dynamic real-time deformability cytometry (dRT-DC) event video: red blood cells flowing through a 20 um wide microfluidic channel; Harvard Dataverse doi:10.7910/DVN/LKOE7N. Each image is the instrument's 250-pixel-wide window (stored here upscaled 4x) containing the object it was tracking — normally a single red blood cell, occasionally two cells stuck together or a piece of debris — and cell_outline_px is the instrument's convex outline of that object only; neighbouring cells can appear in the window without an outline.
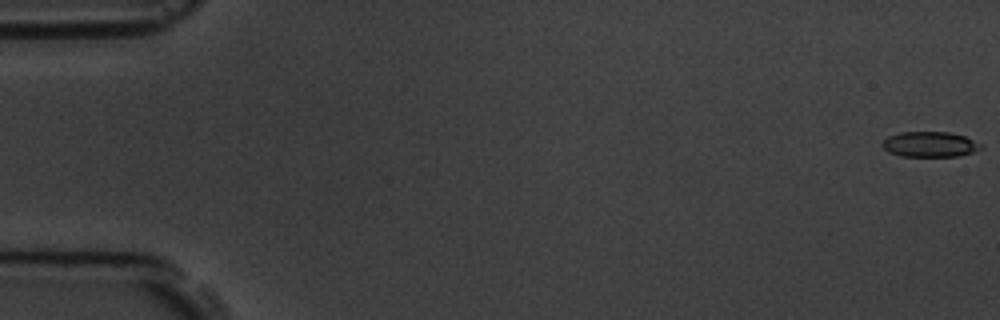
{"species": "common noctule bat (a hibernating species)", "species_latin": "Nyctalus noctula", "temperature_condition": "room temperature", "stored_images_in_passage": 7, "camera_frame_rate_fps": 3000, "um_per_image_px": 0.085, "animal": {"sex": "male", "body_mass_g": 19.5, "forearm_length_mm": 54.6}, "frame": {"image": 1, "passage_image": 1, "time_ms": 0.0, "image_size_px": [1000, 320], "cell_outline_px": [[984, 148], [960, 156], [900, 156], [888, 152], [880, 144], [888, 136], [900, 132], [948, 132], [964, 136], [980, 144]], "centroid_in_image_um": [79.01, 12.27], "position_along_channel_um": 6.0, "area_um2": 14.51}}
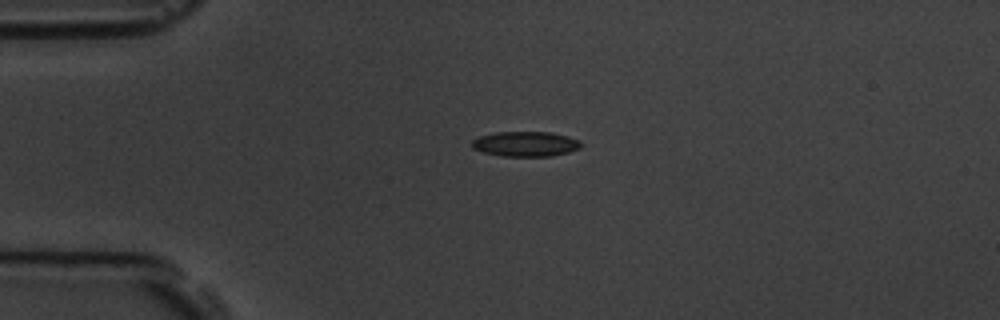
{"frame": {"image": 2, "passage_image": 5, "time_ms": 4.333, "image_size_px": [1000, 320], "cell_outline_px": [[584, 144], [580, 148], [568, 152], [552, 156], [500, 156], [484, 152], [472, 148], [472, 140], [480, 136], [496, 132], [552, 132], [568, 136], [580, 140]], "centroid_in_image_um": [44.71, 12.23], "position_along_channel_um": 40.3, "area_um2": 16.01}}
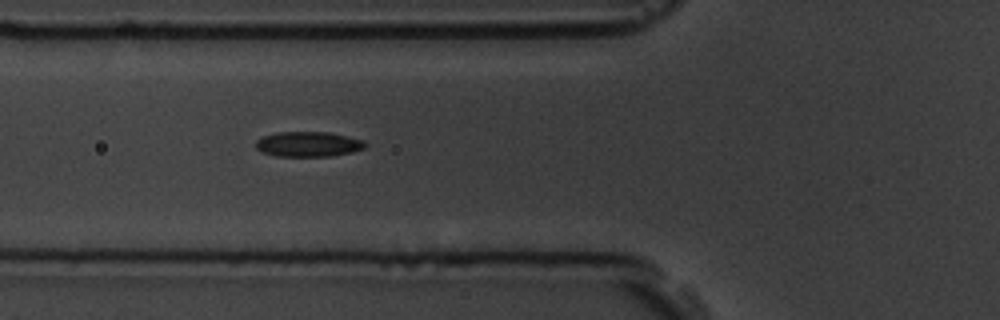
{"frame": {"image": 3, "passage_image": 7, "time_ms": 6.667, "image_size_px": [1000, 320], "cell_outline_px": [[368, 144], [364, 148], [352, 152], [332, 156], [276, 156], [260, 152], [256, 148], [256, 140], [260, 136], [276, 132], [328, 132], [364, 140]], "centroid_in_image_um": [26.17, 12.25], "position_along_channel_um": 99.6, "area_um2": 16.18}}